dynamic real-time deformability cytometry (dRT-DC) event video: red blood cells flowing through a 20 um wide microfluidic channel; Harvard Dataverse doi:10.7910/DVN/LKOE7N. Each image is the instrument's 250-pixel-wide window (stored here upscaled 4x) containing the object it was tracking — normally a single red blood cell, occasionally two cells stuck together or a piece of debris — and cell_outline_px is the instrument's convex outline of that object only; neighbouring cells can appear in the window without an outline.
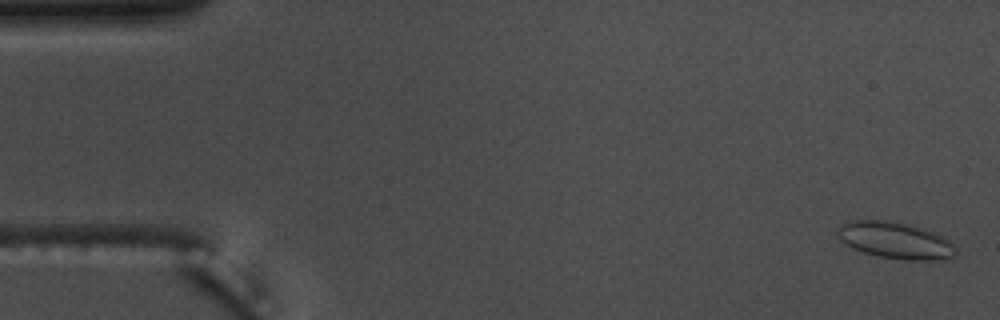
{"species": "common noctule bat (a hibernating species)", "species_latin": "Nyctalus noctula", "temperature_condition": "warm", "stored_images_in_passage": 57, "camera_frame_rate_fps": 3000, "um_per_image_px": 0.085, "animal": {"sex": "male", "body_mass_g": 17.5, "forearm_length_mm": 52.3}, "frame": {"image": 1, "passage_image": 2, "time_ms": 0.333, "image_size_px": [1000, 320], "cell_outline_px": [[956, 256], [940, 260], [900, 260], [880, 256], [864, 252], [852, 248], [844, 244], [840, 240], [836, 232], [840, 224], [848, 220], [888, 220], [908, 224], [924, 228], [936, 232], [948, 240], [956, 248]], "centroid_in_image_um": [76.09, 20.42], "position_along_channel_um": 8.9, "area_um2": 25.61}}
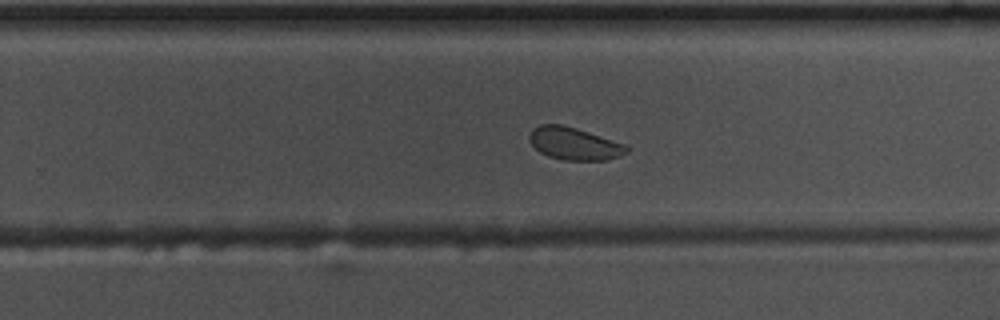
{"frame": {"image": 2, "passage_image": 36, "time_ms": 11.667, "image_size_px": [1000, 320], "cell_outline_px": [[632, 148], [628, 152], [620, 156], [608, 160], [564, 160], [548, 156], [540, 152], [528, 140], [528, 136], [532, 128], [540, 124], [564, 124], [628, 144]], "centroid_in_image_um": [48.85, 12.2], "position_along_channel_um": 280.9, "area_um2": 18.84}}
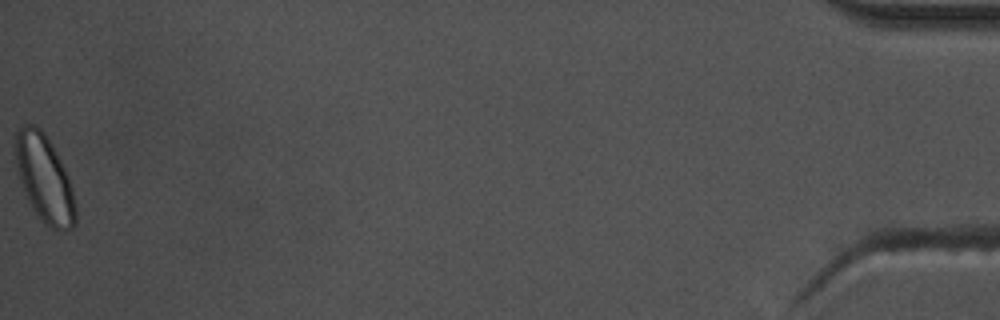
{"frame": {"image": 3, "passage_image": 57, "time_ms": 18.667, "image_size_px": [1000, 320], "cell_outline_px": [[76, 224], [72, 228], [64, 232], [56, 232], [44, 224], [36, 216], [24, 192], [20, 180], [16, 160], [16, 132], [24, 124], [32, 124], [40, 128], [44, 132], [52, 144], [68, 176], [72, 188], [76, 208]], "centroid_in_image_um": [3.8, 15.25], "position_along_channel_um": 431.4, "area_um2": 30.63}, "authors_computed_cell_mechanics": {"area_um2": 20.6346, "velocity_mm_per_s": 3.629, "shape_relaxation_time_tau1_ms": 3.4756, "shape_relaxation_time_tau2_ms": null, "deformation_change_tau1": 0.0725, "deformation_change_tau2": null}}